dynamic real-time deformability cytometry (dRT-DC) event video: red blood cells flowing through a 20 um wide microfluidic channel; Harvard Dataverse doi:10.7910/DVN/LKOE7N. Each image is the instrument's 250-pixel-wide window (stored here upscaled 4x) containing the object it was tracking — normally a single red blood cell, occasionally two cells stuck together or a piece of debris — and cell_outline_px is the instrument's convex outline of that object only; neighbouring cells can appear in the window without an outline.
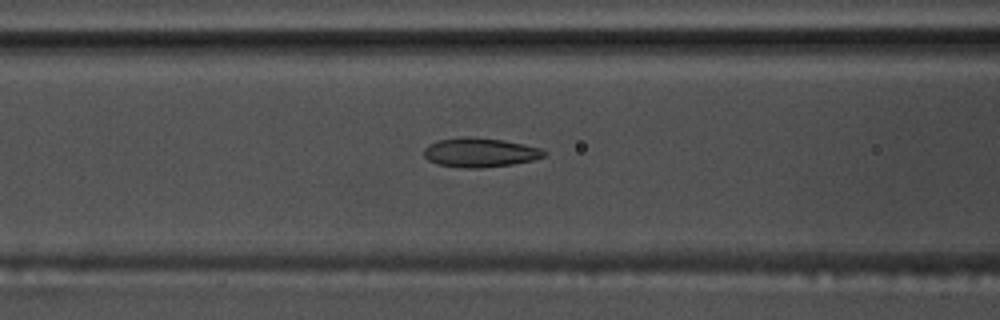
{"species": "common noctule bat (a hibernating species)", "species_latin": "Nyctalus noctula", "temperature_condition": "warm", "stored_images_in_passage": 47, "camera_frame_rate_fps": 3000, "um_per_image_px": 0.085, "animal": {"sex": "male", "body_mass_g": 17.5, "forearm_length_mm": 52.3}, "frame": {"image": 1, "passage_image": 24, "time_ms": 7.667, "image_size_px": [1000, 320], "cell_outline_px": [[548, 152], [544, 156], [532, 160], [512, 164], [480, 168], [464, 168], [436, 164], [428, 160], [424, 156], [424, 148], [428, 144], [436, 140], [464, 136], [472, 136], [504, 140], [524, 144], [540, 148]], "centroid_in_image_um": [40.76, 12.95], "position_along_channel_um": 125.8, "area_um2": 20.69}}
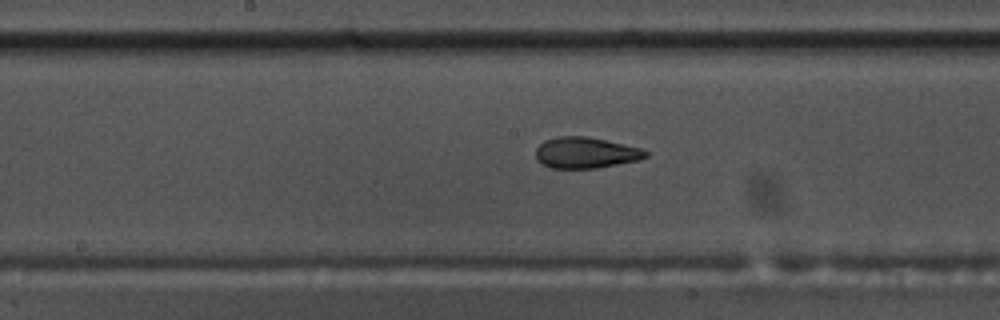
{"frame": {"image": 2, "passage_image": 30, "time_ms": 9.667, "image_size_px": [1000, 320], "cell_outline_px": [[648, 156], [640, 160], [596, 168], [552, 168], [536, 160], [536, 148], [544, 140], [556, 136], [588, 136], [644, 148], [648, 152]], "centroid_in_image_um": [49.81, 12.97], "position_along_channel_um": 198.4, "area_um2": 20.11}}
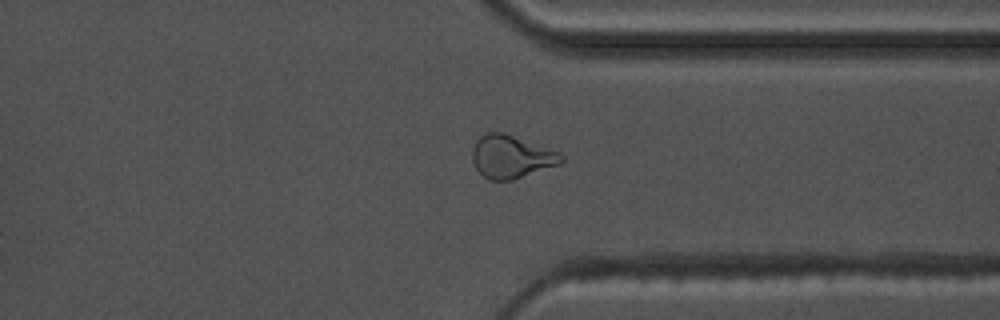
{"frame": {"image": 3, "passage_image": 44, "time_ms": 14.333, "image_size_px": [1000, 320], "cell_outline_px": [[564, 160], [560, 164], [512, 180], [492, 180], [484, 176], [476, 168], [472, 160], [472, 148], [476, 140], [484, 132], [504, 132], [560, 152], [564, 156]], "centroid_in_image_um": [43.45, 13.3], "position_along_channel_um": 367.9, "area_um2": 22.31}}